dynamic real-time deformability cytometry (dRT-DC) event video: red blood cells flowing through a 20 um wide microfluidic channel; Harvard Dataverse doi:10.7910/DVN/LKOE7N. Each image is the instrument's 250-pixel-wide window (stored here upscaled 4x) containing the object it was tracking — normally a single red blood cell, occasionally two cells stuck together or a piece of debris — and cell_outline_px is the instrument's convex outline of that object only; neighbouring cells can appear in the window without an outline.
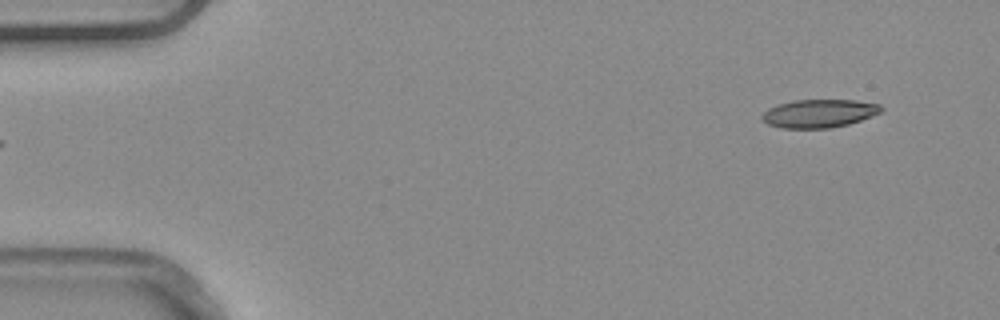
{"species": "common noctule bat (a hibernating species)", "species_latin": "Nyctalus noctula", "temperature_condition": "warm", "stored_images_in_passage": 6, "segment_of_instrument_passage": [2, 2], "camera_frame_rate_fps": 3000, "um_per_image_px": 0.085, "animal": {"sex": "male", "body_mass_g": 20.4}, "frame": {"image": 1, "passage_image": 6, "time_ms": 1.667, "image_size_px": [1000, 320], "cell_outline_px": [[884, 108], [880, 112], [860, 120], [848, 124], [828, 128], [780, 128], [768, 124], [760, 116], [768, 108], [780, 104], [796, 100], [856, 100], [880, 104]], "centroid_in_image_um": [69.62, 9.64], "position_along_channel_um": 15.4, "area_um2": 19.42}}